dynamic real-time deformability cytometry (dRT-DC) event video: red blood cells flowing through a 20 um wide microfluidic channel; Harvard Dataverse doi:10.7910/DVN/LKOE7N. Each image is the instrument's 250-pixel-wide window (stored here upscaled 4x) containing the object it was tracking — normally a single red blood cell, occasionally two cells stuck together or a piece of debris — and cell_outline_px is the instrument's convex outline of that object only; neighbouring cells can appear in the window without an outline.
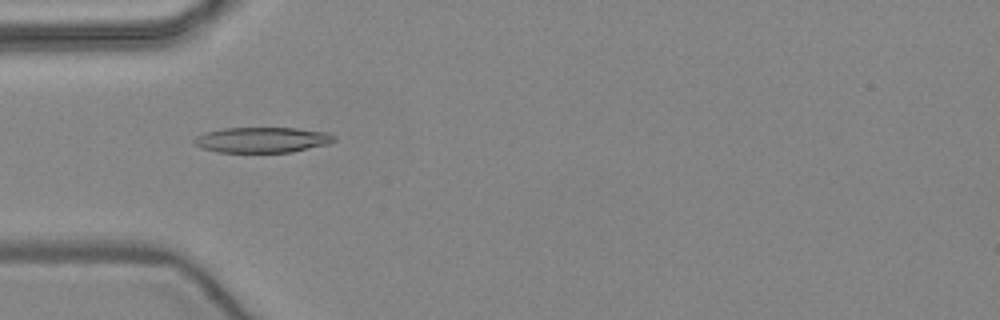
{"species": "common noctule bat (a hibernating species)", "species_latin": "Nyctalus noctula", "temperature_condition": "warm", "stored_images_in_passage": 46, "camera_frame_rate_fps": 3000, "um_per_image_px": 0.085, "animal": {"sex": "female", "body_mass_g": 24.6, "forearm_length_mm": 56.2}, "frame": {"image": 1, "passage_image": 10, "time_ms": 3.0, "image_size_px": [1000, 320], "cell_outline_px": [[336, 140], [328, 144], [292, 152], [216, 152], [200, 148], [192, 144], [192, 140], [196, 136], [204, 132], [224, 128], [296, 128], [328, 132], [336, 136]], "centroid_in_image_um": [22.25, 11.89], "position_along_channel_um": 62.7, "area_um2": 21.04}}
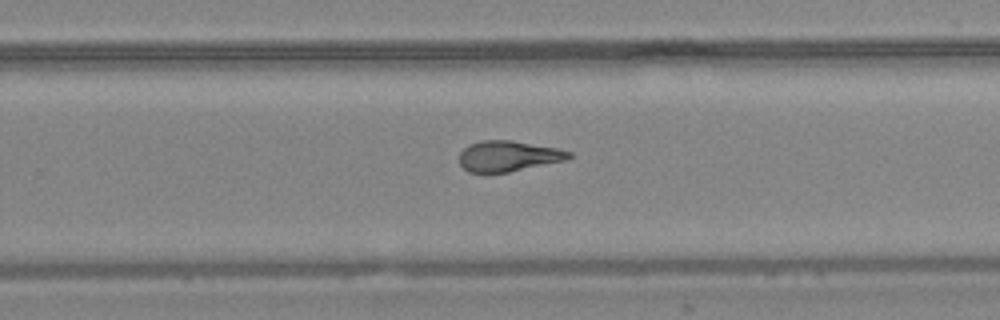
{"frame": {"image": 2, "passage_image": 27, "time_ms": 8.667, "image_size_px": [1000, 320], "cell_outline_px": [[572, 156], [568, 160], [508, 172], [468, 172], [460, 164], [460, 152], [468, 144], [484, 140], [512, 140], [560, 148], [572, 152]], "centroid_in_image_um": [43.25, 13.26], "position_along_channel_um": 286.5, "area_um2": 19.71}}
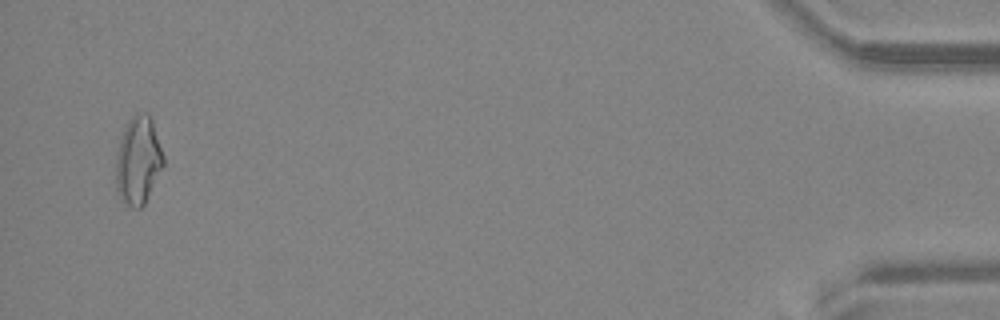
{"frame": {"image": 3, "passage_image": 44, "time_ms": 14.333, "image_size_px": [1000, 320], "cell_outline_px": [[164, 164], [144, 204], [140, 208], [132, 208], [120, 200], [116, 188], [116, 156], [120, 140], [124, 128], [128, 120], [136, 112], [148, 112], [152, 120], [164, 156]], "centroid_in_image_um": [11.74, 13.63], "position_along_channel_um": 423.5, "area_um2": 24.39}, "authors_computed_cell_mechanics": {"area_um2": 20.4612, "velocity_mm_per_s": 3.9702, "shape_relaxation_time_tau1_ms": null, "shape_relaxation_time_tau2_ms": 2.2656, "deformation_change_tau1": null, "deformation_change_tau2": 0.1089}}